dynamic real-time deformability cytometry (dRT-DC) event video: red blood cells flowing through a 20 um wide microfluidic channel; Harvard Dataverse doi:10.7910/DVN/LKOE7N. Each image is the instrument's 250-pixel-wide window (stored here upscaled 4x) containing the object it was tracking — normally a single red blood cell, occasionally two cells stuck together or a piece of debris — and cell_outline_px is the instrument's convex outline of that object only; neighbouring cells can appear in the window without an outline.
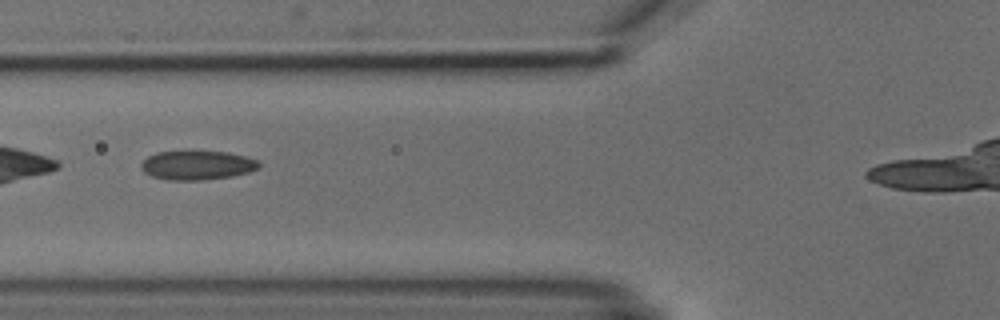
{"species": "common noctule bat (a hibernating species)", "species_latin": "Nyctalus noctula", "temperature_condition": "cold", "stored_images_in_passage": 7, "camera_frame_rate_fps": 3000, "um_per_image_px": 0.085, "animal": {"sex": "male", "body_mass_g": 18.8}, "frame": {"image": 1, "passage_image": 3, "time_ms": 2.333, "image_size_px": [1000, 320], "cell_outline_px": [[260, 168], [248, 172], [232, 176], [200, 180], [168, 180], [152, 176], [144, 172], [140, 168], [140, 164], [148, 156], [156, 152], [192, 148], [228, 152], [248, 156], [256, 160], [260, 164]], "centroid_in_image_um": [16.74, 13.99], "position_along_channel_um": 109.1, "area_um2": 20.92}}
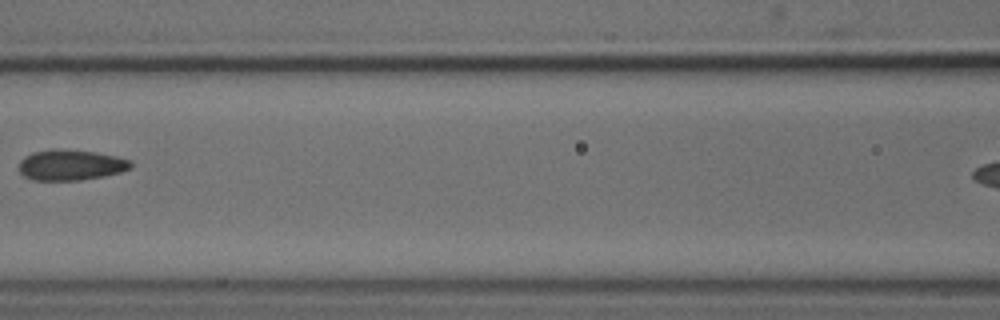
{"frame": {"image": 2, "passage_image": 4, "time_ms": 3.667, "image_size_px": [1000, 320], "cell_outline_px": [[132, 168], [120, 172], [100, 176], [76, 180], [32, 180], [24, 176], [20, 172], [20, 160], [24, 156], [32, 152], [56, 148], [96, 152], [116, 156], [132, 160]], "centroid_in_image_um": [6.01, 14.01], "position_along_channel_um": 160.6, "area_um2": 19.94}}
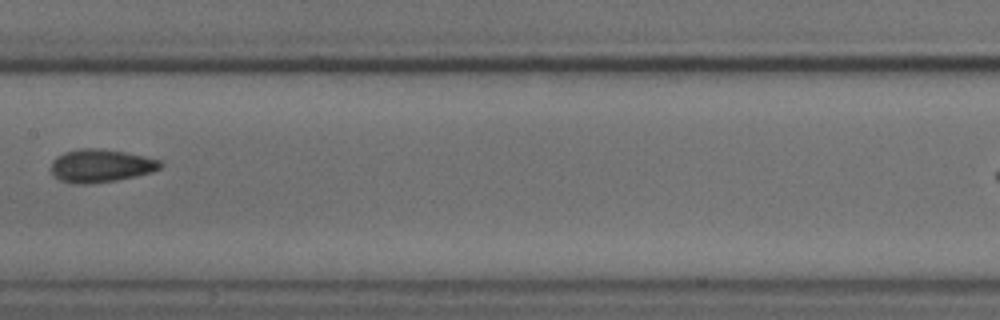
{"frame": {"image": 3, "passage_image": 5, "time_ms": 4.667, "image_size_px": [1000, 320], "cell_outline_px": [[164, 164], [160, 168], [152, 172], [136, 176], [116, 180], [84, 184], [72, 184], [60, 180], [52, 172], [52, 160], [56, 156], [64, 152], [80, 148], [96, 148], [124, 152], [144, 156], [160, 160]], "centroid_in_image_um": [8.57, 14.08], "position_along_channel_um": 198.8, "area_um2": 20.98}}